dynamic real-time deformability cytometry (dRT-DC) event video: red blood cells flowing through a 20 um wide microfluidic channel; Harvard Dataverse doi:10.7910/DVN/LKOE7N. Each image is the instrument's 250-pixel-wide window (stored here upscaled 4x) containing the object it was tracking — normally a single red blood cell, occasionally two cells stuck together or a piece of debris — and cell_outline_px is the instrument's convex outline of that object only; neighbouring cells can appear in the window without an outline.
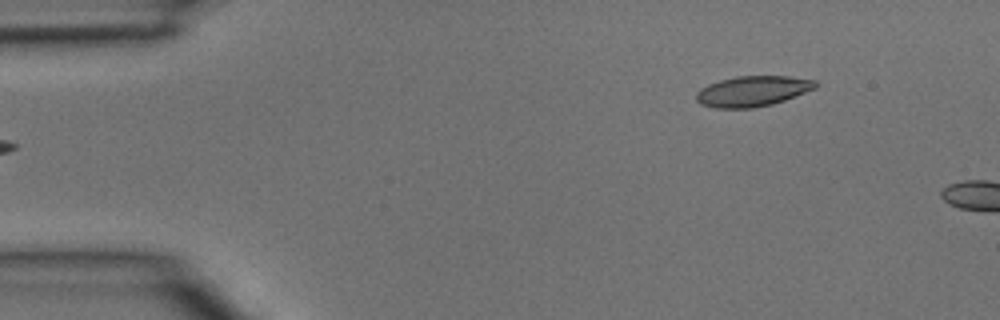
{"species": "common noctule bat (a hibernating species)", "species_latin": "Nyctalus noctula", "temperature_condition": "room temperature", "stored_images_in_passage": 4, "segment_of_instrument_passage": [2, 2], "camera_frame_rate_fps": 3000, "um_per_image_px": 0.085, "animal": {"sex": "male", "body_mass_g": 15.6}, "frame": {"image": 1, "passage_image": 4, "time_ms": 1.0, "image_size_px": [1000, 320], "cell_outline_px": [[820, 84], [816, 88], [784, 100], [772, 104], [752, 108], [716, 108], [700, 104], [696, 100], [696, 92], [700, 88], [708, 84], [720, 80], [736, 76], [788, 76], [816, 80]], "centroid_in_image_um": [63.97, 7.74], "position_along_channel_um": 21.0, "area_um2": 21.27}}